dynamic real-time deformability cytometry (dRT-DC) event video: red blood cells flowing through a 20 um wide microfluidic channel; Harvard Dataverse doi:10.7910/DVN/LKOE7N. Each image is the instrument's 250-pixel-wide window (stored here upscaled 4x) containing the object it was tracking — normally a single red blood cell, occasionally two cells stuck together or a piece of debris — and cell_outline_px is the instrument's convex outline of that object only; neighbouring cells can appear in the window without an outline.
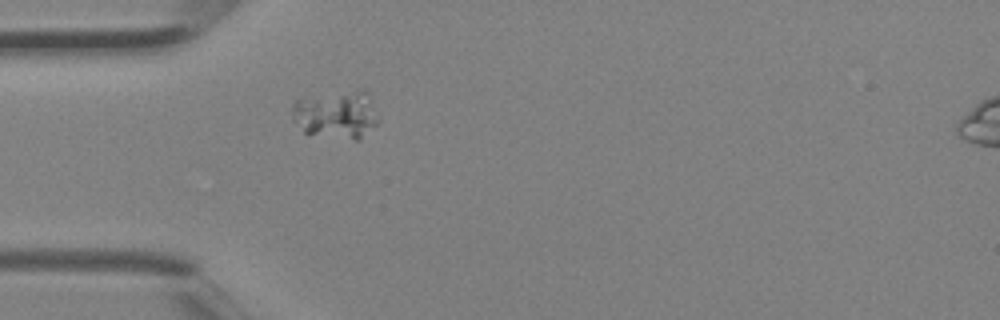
{"species": "Egyptian fruit bat (a non-hibernating species)", "species_latin": "Rousettus aegyptiacus", "temperature_condition": "room temperature", "stored_images_in_passage": 1, "camera_frame_rate_fps": 3000, "um_per_image_px": 0.085, "animal": {"sex": "female"}, "frame": {"image": 1, "passage_image": 1, "time_ms": 0.0, "image_size_px": [1000, 320], "cell_outline_px": [[380, 120], [360, 140], [356, 140], [304, 132], [292, 120], [292, 104], [296, 100], [360, 88], [364, 88], [368, 92]], "centroid_in_image_um": [28.63, 9.72], "position_along_channel_um": 56.4, "area_um2": 24.1}}